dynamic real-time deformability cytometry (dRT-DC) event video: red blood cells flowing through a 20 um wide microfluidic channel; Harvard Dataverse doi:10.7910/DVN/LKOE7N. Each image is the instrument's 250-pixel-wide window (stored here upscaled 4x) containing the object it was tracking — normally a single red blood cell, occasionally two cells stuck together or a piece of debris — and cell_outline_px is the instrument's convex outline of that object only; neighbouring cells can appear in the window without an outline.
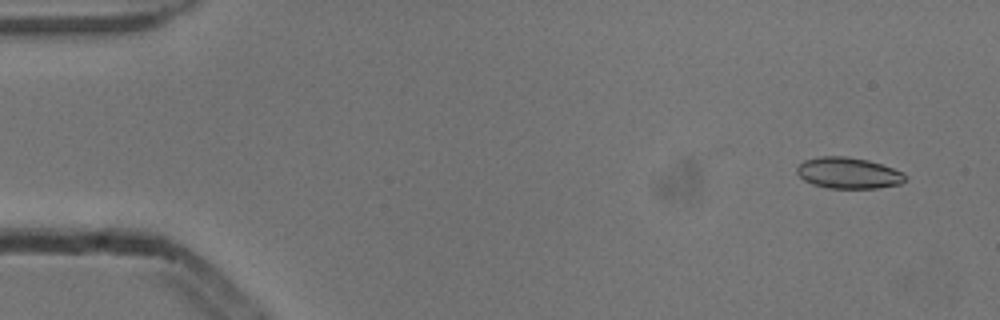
{"species": "common noctule bat (a hibernating species)", "species_latin": "Nyctalus noctula", "temperature_condition": "cold", "stored_images_in_passage": 2, "camera_frame_rate_fps": 3000, "um_per_image_px": 0.085, "animal": {"sex": "male", "body_mass_g": 13.3}, "frame": {"image": 1, "passage_image": 2, "time_ms": 0.333, "image_size_px": [1000, 320], "cell_outline_px": [[908, 176], [900, 184], [880, 188], [828, 188], [812, 184], [804, 180], [796, 172], [796, 168], [804, 160], [820, 156], [848, 156], [868, 160], [904, 172]], "centroid_in_image_um": [72.12, 14.7], "position_along_channel_um": 12.9, "area_um2": 19.77}}